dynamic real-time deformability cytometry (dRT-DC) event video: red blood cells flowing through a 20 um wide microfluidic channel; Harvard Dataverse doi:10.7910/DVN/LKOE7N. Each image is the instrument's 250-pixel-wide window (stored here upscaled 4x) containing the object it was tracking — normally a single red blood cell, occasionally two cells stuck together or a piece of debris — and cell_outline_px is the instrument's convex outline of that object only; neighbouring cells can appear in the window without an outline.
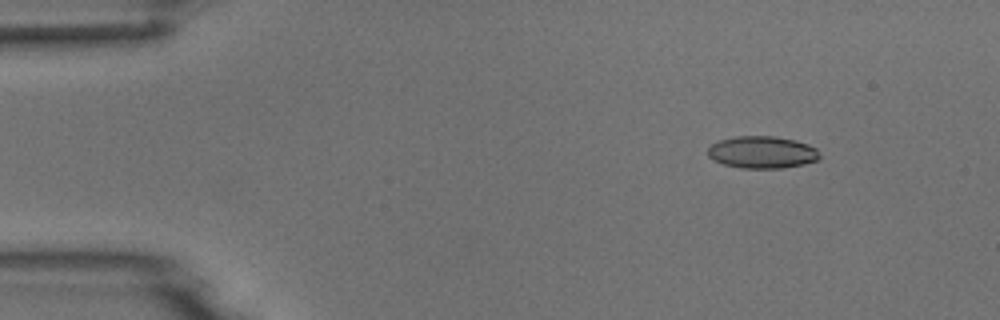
{"species": "common noctule bat (a hibernating species)", "species_latin": "Nyctalus noctula", "temperature_condition": "room temperature", "stored_images_in_passage": 6, "camera_frame_rate_fps": 3000, "um_per_image_px": 0.085, "animal": {"sex": "male", "body_mass_g": 18.8}, "frame": {"image": 1, "passage_image": 2, "time_ms": 2.0, "image_size_px": [1000, 320], "cell_outline_px": [[820, 160], [804, 164], [780, 168], [740, 168], [724, 164], [712, 160], [708, 156], [708, 148], [712, 144], [720, 140], [736, 136], [776, 136], [796, 140], [808, 144], [816, 148], [820, 156]], "centroid_in_image_um": [64.79, 12.94], "position_along_channel_um": 20.2, "area_um2": 21.1}}
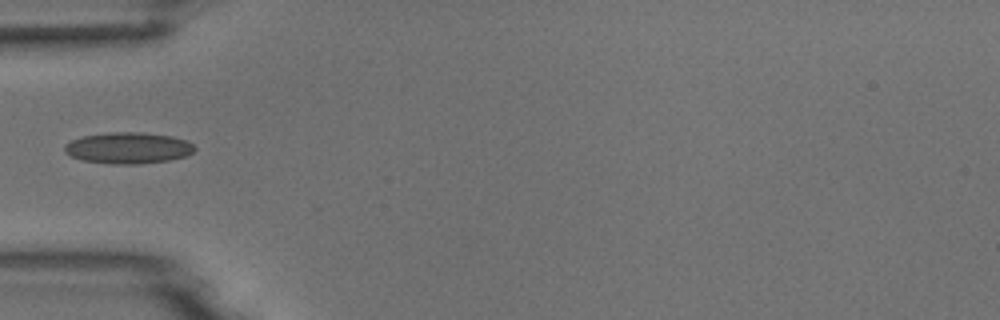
{"frame": {"image": 2, "passage_image": 5, "time_ms": 5.667, "image_size_px": [1000, 320], "cell_outline_px": [[196, 148], [192, 152], [184, 156], [168, 160], [136, 164], [112, 164], [84, 160], [72, 156], [64, 152], [64, 144], [72, 140], [84, 136], [108, 132], [140, 132], [172, 136], [188, 140]], "centroid_in_image_um": [10.89, 12.57], "position_along_channel_um": 74.1, "area_um2": 23.58}}